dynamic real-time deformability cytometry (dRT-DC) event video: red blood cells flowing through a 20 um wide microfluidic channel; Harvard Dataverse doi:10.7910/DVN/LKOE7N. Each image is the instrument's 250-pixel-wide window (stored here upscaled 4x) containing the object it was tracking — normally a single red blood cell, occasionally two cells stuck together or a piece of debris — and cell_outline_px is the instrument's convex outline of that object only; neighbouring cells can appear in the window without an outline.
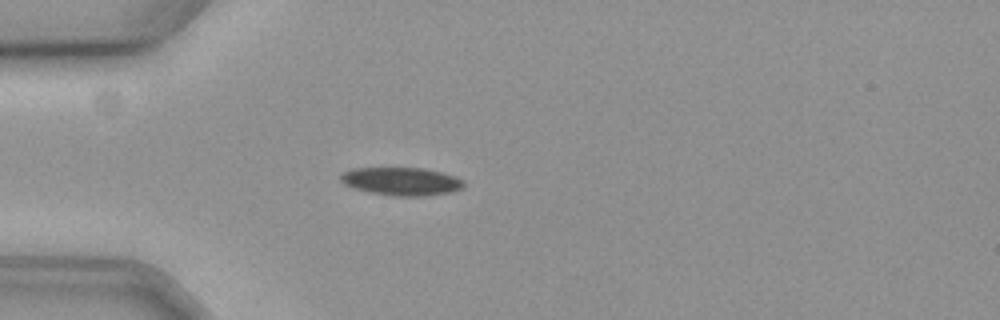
{"species": "common noctule bat (a hibernating species)", "species_latin": "Nyctalus noctula", "temperature_condition": "cold", "stored_images_in_passage": 43, "camera_frame_rate_fps": 3000, "um_per_image_px": 0.085, "animal": {"sex": "female", "body_mass_g": 19.3, "forearm_length_mm": 54.1}, "frame": {"image": 1, "passage_image": 1, "time_ms": 0.0, "image_size_px": [1000, 320], "cell_outline_px": [[464, 184], [460, 188], [452, 192], [424, 196], [396, 196], [372, 192], [356, 188], [344, 184], [340, 180], [340, 176], [344, 172], [352, 168], [424, 168], [456, 176], [464, 180]], "centroid_in_image_um": [34.15, 15.41], "position_along_channel_um": 50.9, "area_um2": 19.94}}
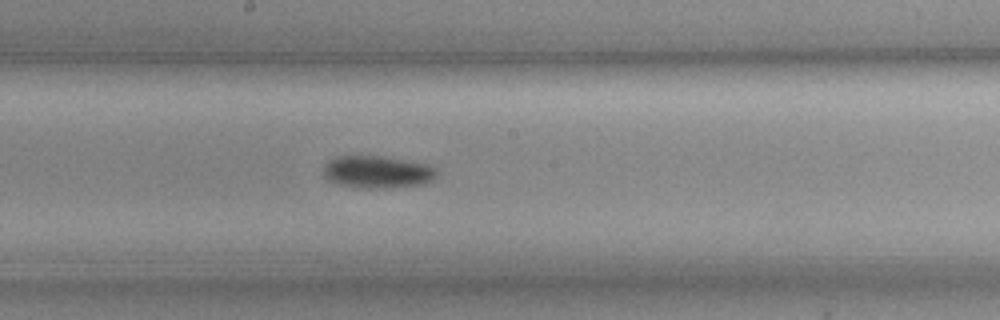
{"frame": {"image": 2, "passage_image": 16, "time_ms": 5.0, "image_size_px": [1000, 320], "cell_outline_px": [[436, 176], [428, 184], [384, 188], [364, 188], [340, 184], [324, 180], [324, 164], [328, 160], [336, 156], [384, 156], [424, 164], [436, 168]], "centroid_in_image_um": [32.04, 14.62], "position_along_channel_um": 216.2, "area_um2": 21.44}}
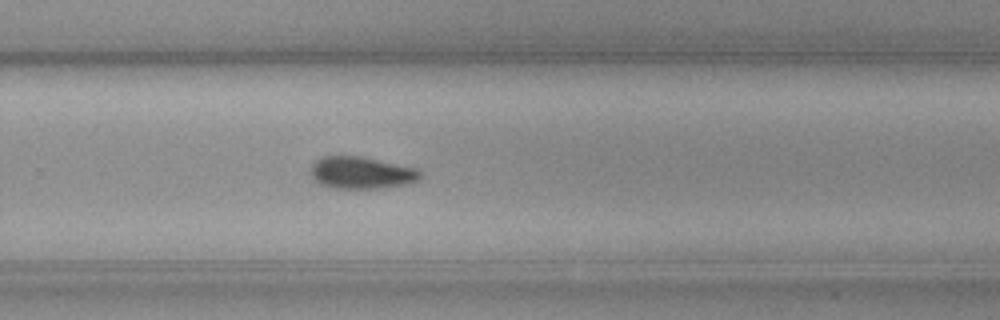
{"frame": {"image": 3, "passage_image": 23, "time_ms": 7.333, "image_size_px": [1000, 320], "cell_outline_px": [[424, 176], [420, 180], [408, 184], [388, 188], [332, 188], [320, 184], [312, 180], [308, 172], [308, 168], [316, 160], [324, 156], [360, 156], [416, 168]], "centroid_in_image_um": [30.69, 14.7], "position_along_channel_um": 299.1, "area_um2": 20.92}, "authors_computed_cell_mechanics": {"area_um2": 20.0566, "velocity_mm_per_s": 3.5769, "shape_relaxation_time_tau1_ms": 4.8048, "shape_relaxation_time_tau2_ms": null, "deformation_change_tau1": 0.0897, "deformation_change_tau2": null}}